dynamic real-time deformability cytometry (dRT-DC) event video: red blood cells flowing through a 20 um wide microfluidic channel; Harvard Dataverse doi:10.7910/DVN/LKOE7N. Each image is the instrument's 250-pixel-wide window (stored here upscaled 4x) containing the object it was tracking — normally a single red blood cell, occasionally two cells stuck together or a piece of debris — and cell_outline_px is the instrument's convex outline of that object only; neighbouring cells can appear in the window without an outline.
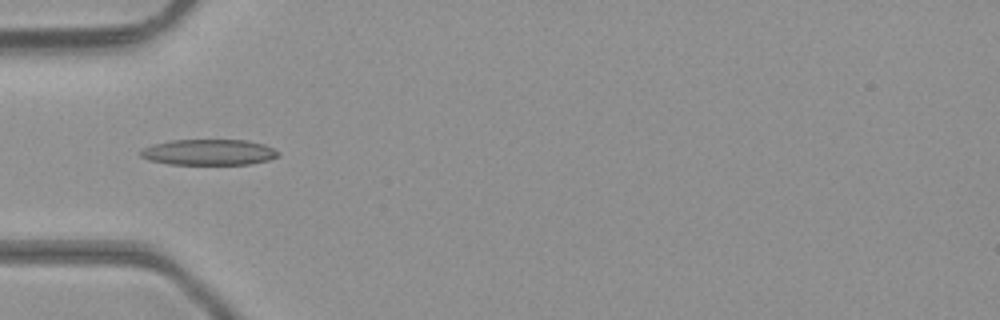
{"species": "common noctule bat (a hibernating species)", "species_latin": "Nyctalus noctula", "temperature_condition": "room temperature", "stored_images_in_passage": 4, "camera_frame_rate_fps": 3000, "um_per_image_px": 0.085, "animal": {"sex": "male", "body_mass_g": 23.1, "forearm_length_mm": 52.7}, "frame": {"image": 1, "passage_image": 3, "time_ms": 0.667, "image_size_px": [1000, 320], "cell_outline_px": [[280, 156], [268, 160], [248, 164], [168, 164], [148, 160], [140, 156], [140, 152], [144, 148], [152, 144], [172, 140], [248, 140], [264, 144], [280, 152]], "centroid_in_image_um": [17.76, 12.94], "position_along_channel_um": 67.2, "area_um2": 20.75}}
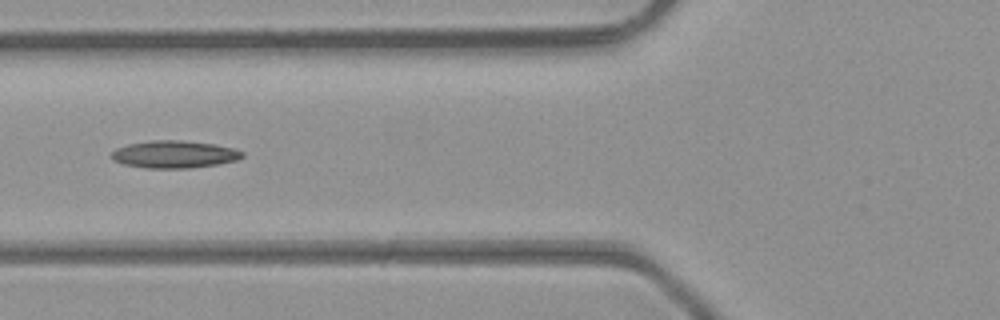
{"frame": {"image": 2, "passage_image": 4, "time_ms": 1.0, "image_size_px": [1000, 320], "cell_outline_px": [[244, 156], [236, 160], [216, 164], [188, 168], [148, 168], [124, 164], [112, 160], [112, 152], [116, 148], [128, 144], [152, 140], [180, 140], [216, 144], [232, 148], [244, 152]], "centroid_in_image_um": [14.81, 13.11], "position_along_channel_um": 111.0, "area_um2": 20.75}}